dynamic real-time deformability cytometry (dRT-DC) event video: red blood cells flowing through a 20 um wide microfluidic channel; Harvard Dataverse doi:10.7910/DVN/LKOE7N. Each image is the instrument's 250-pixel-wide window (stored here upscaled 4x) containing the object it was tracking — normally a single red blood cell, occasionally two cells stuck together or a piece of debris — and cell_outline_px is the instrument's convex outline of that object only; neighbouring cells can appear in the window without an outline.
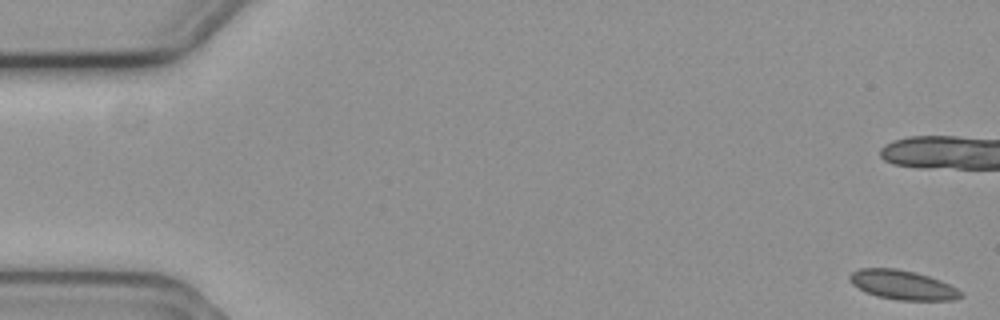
{"species": "common noctule bat (a hibernating species)", "species_latin": "Nyctalus noctula", "temperature_condition": "cold", "stored_images_in_passage": 7, "camera_frame_rate_fps": 3000, "um_per_image_px": 0.085, "animal": {"sex": "female", "body_mass_g": 19.3, "forearm_length_mm": 54.1}, "frame": {"image": 1, "passage_image": 1, "time_ms": 0.0, "image_size_px": [1000, 320], "cell_outline_px": [[964, 296], [956, 300], [896, 300], [876, 296], [852, 284], [848, 280], [848, 276], [852, 272], [860, 268], [896, 268], [916, 272], [940, 280], [964, 292]], "centroid_in_image_um": [76.74, 24.22], "position_along_channel_um": 8.3, "area_um2": 19.07}}
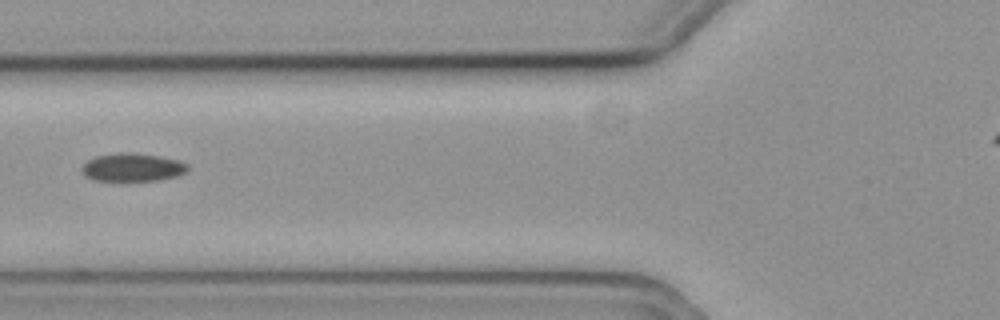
{"frame": {"image": 2, "passage_image": 7, "time_ms": 2.0, "image_size_px": [1000, 320], "cell_outline_px": [[188, 168], [184, 172], [176, 176], [160, 180], [92, 180], [84, 176], [80, 168], [88, 160], [96, 156], [120, 152], [160, 156], [180, 160], [188, 164]], "centroid_in_image_um": [11.24, 14.22], "position_along_channel_um": 114.6, "area_um2": 17.22}}